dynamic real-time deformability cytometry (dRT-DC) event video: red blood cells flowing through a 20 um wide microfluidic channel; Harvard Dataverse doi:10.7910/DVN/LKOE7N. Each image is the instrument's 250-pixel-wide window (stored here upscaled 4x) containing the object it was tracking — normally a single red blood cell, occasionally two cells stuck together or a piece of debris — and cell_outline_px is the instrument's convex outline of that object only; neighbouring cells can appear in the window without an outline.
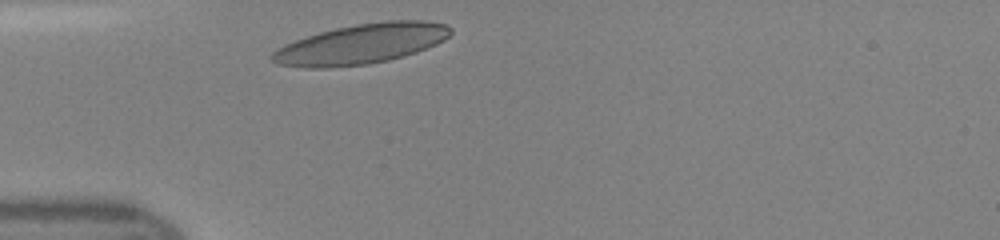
{"species": "human", "species_latin": "Homo sapiens", "temperature_condition": "room temperature", "stored_images_in_passage": 34, "camera_frame_rate_fps": 3000, "um_per_image_px": 0.085, "donor": {"sex": "female"}, "frame": {"image": 1, "passage_image": 1, "time_ms": 0.0, "image_size_px": [1000, 240], "cell_outline_px": [[452, 32], [444, 40], [436, 44], [416, 52], [404, 56], [388, 60], [368, 64], [328, 68], [304, 68], [276, 64], [268, 60], [268, 56], [276, 48], [284, 44], [320, 32], [336, 28], [356, 24], [388, 20], [424, 20], [448, 24], [452, 28]], "centroid_in_image_um": [30.67, 3.74], "position_along_channel_um": 54.3, "area_um2": 41.96}}
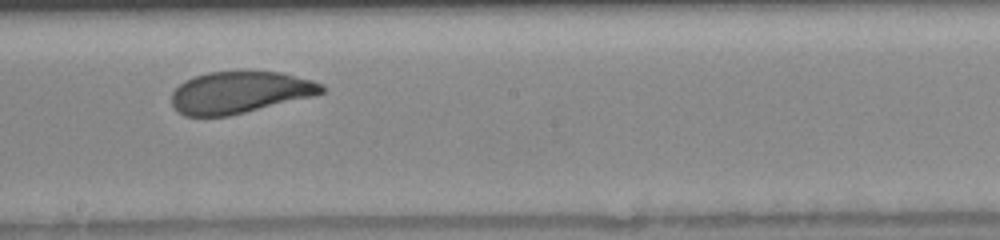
{"frame": {"image": 2, "passage_image": 14, "time_ms": 4.333, "image_size_px": [1000, 240], "cell_outline_px": [[324, 92], [312, 96], [228, 116], [184, 116], [172, 104], [172, 92], [184, 80], [192, 76], [208, 72], [280, 72], [312, 80], [324, 84]], "centroid_in_image_um": [20.36, 7.85], "position_along_channel_um": 227.8, "area_um2": 36.24}}
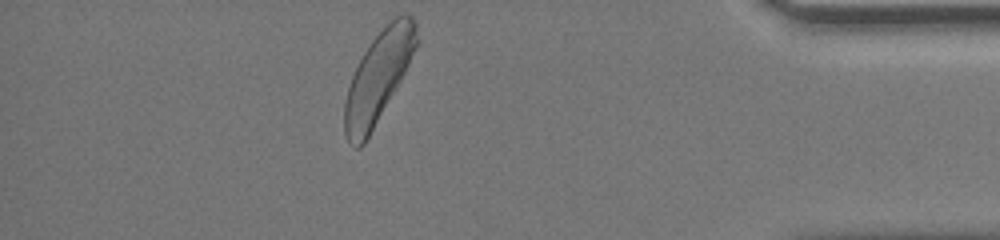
{"frame": {"image": 3, "passage_image": 29, "time_ms": 9.333, "image_size_px": [1000, 240], "cell_outline_px": [[420, 40], [400, 80], [364, 144], [360, 148], [356, 148], [348, 140], [344, 132], [344, 104], [348, 88], [352, 76], [368, 44], [396, 16], [412, 16], [416, 24]], "centroid_in_image_um": [32.15, 6.56], "position_along_channel_um": 403.1, "area_um2": 37.05}}